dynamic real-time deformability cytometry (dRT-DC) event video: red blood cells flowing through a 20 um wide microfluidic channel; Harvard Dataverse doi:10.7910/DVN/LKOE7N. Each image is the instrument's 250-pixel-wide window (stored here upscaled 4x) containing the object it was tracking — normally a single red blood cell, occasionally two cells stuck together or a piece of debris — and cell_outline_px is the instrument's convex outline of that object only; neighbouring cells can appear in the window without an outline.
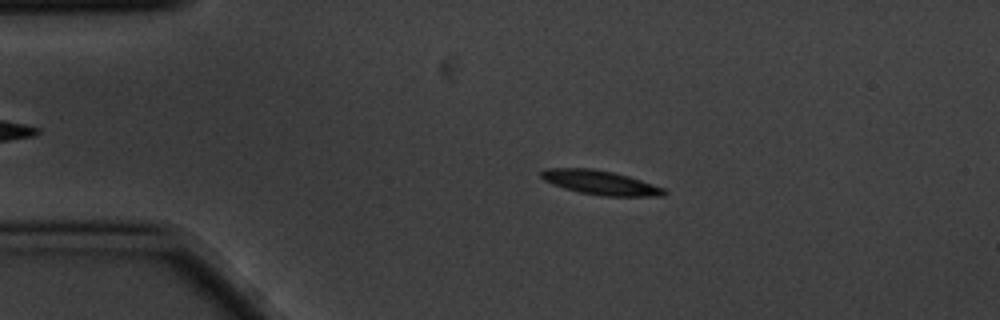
{"species": "common noctule bat (a hibernating species)", "species_latin": "Nyctalus noctula", "temperature_condition": "cold", "stored_images_in_passage": 8, "camera_frame_rate_fps": 3000, "um_per_image_px": 0.085, "animal": {"sex": "male", "body_mass_g": 20.1, "forearm_length_mm": 53.5}, "frame": {"image": 1, "passage_image": 3, "time_ms": 0.667, "image_size_px": [1000, 320], "cell_outline_px": [[668, 192], [664, 196], [600, 196], [580, 192], [564, 188], [552, 184], [544, 180], [540, 176], [540, 172], [544, 168], [592, 168], [612, 172], [628, 176], [664, 188]], "centroid_in_image_um": [51.01, 15.52], "position_along_channel_um": 34.0, "area_um2": 17.34}}
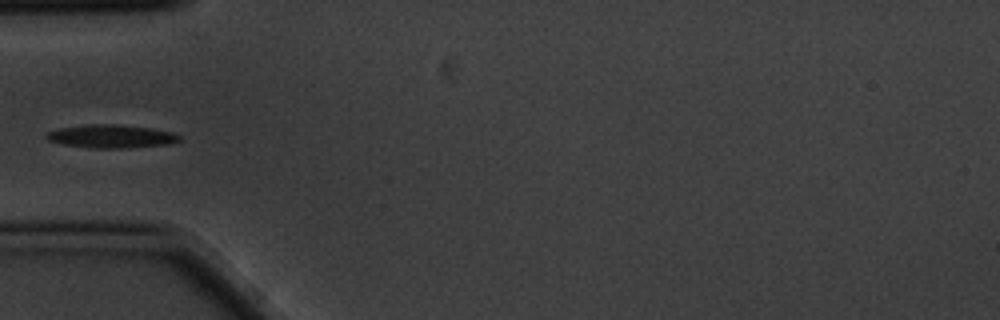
{"frame": {"image": 2, "passage_image": 5, "time_ms": 1.333, "image_size_px": [1000, 320], "cell_outline_px": [[180, 140], [168, 144], [124, 148], [92, 148], [64, 144], [48, 140], [44, 136], [48, 132], [60, 128], [88, 124], [116, 124], [152, 128], [172, 132], [180, 136]], "centroid_in_image_um": [9.45, 11.58], "position_along_channel_um": 75.5, "area_um2": 17.86}}